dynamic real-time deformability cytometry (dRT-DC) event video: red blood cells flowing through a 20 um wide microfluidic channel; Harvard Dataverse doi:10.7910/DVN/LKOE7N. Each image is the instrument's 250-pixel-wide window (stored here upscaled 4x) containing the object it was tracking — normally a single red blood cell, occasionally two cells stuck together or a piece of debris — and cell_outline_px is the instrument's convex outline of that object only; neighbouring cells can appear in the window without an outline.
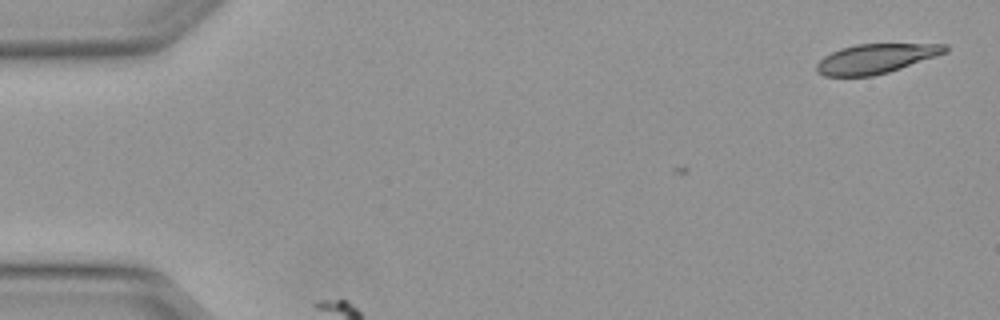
{"species": "Egyptian fruit bat (a non-hibernating species)", "species_latin": "Rousettus aegyptiacus", "temperature_condition": "warm", "stored_images_in_passage": 2, "camera_frame_rate_fps": 3000, "um_per_image_px": 0.085, "animal": {"sex": "female"}, "frame": {"image": 1, "passage_image": 2, "time_ms": 0.333, "image_size_px": [1000, 320], "cell_outline_px": [[948, 52], [888, 72], [872, 76], [824, 76], [816, 72], [816, 64], [824, 56], [840, 48], [856, 44], [948, 44]], "centroid_in_image_um": [74.43, 4.98], "position_along_channel_um": 10.6, "area_um2": 22.02}}